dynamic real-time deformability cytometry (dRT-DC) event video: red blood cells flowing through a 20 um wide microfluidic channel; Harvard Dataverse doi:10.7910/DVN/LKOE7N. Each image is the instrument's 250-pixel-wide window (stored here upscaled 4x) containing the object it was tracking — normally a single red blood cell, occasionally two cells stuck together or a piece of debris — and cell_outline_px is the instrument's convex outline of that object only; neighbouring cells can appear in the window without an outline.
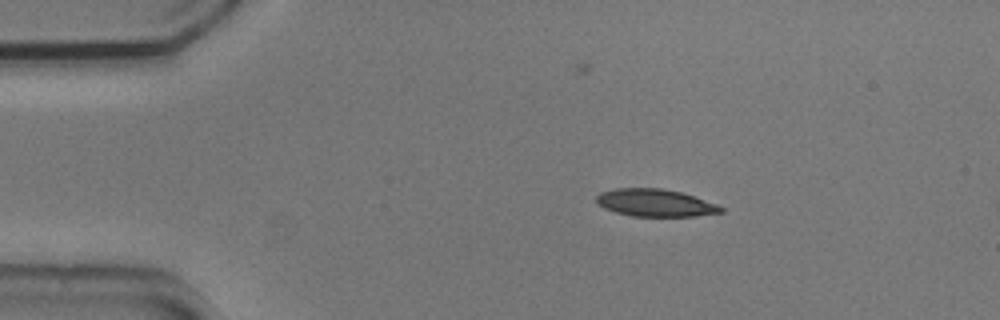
{"species": "common noctule bat (a hibernating species)", "species_latin": "Nyctalus noctula", "temperature_condition": "cold", "stored_images_in_passage": 47, "camera_frame_rate_fps": 3000, "um_per_image_px": 0.085, "animal": {"sex": "male", "body_mass_g": 20.5, "forearm_length_mm": 52.5}, "frame": {"image": 1, "passage_image": 1, "time_ms": 0.0, "image_size_px": [1000, 320], "cell_outline_px": [[724, 212], [692, 216], [632, 216], [616, 212], [604, 208], [596, 204], [596, 196], [600, 192], [612, 188], [660, 188], [680, 192], [716, 204], [724, 208]], "centroid_in_image_um": [55.63, 17.23], "position_along_channel_um": 29.4, "area_um2": 19.83}}
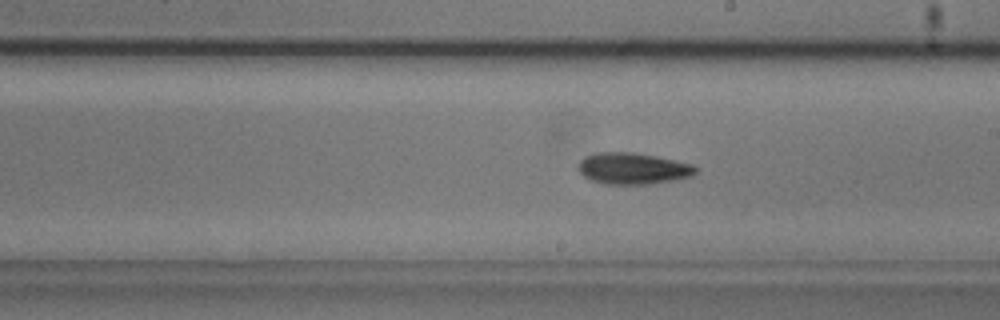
{"frame": {"image": 2, "passage_image": 22, "time_ms": 7.0, "image_size_px": [1000, 320], "cell_outline_px": [[696, 172], [692, 176], [672, 180], [648, 184], [604, 184], [588, 180], [580, 172], [580, 160], [596, 152], [632, 152], [656, 156], [692, 164], [696, 168]], "centroid_in_image_um": [53.78, 14.32], "position_along_channel_um": 235.2, "area_um2": 21.33}}
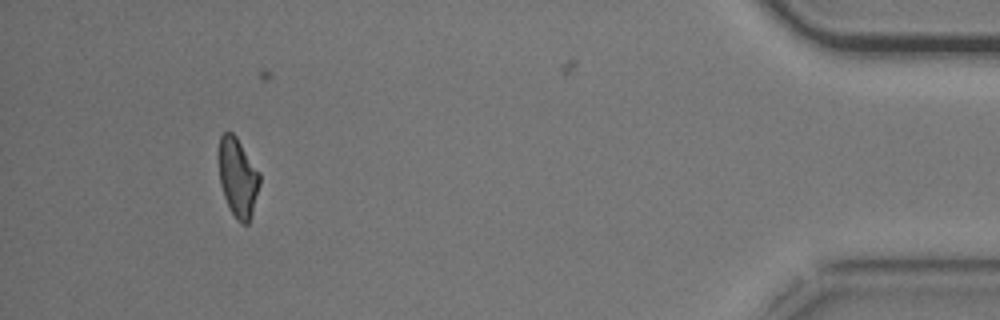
{"frame": {"image": 3, "passage_image": 42, "time_ms": 13.667, "image_size_px": [1000, 320], "cell_outline_px": [[260, 184], [252, 212], [248, 224], [240, 224], [236, 220], [228, 208], [220, 184], [220, 136], [224, 132], [232, 132], [236, 136], [260, 172]], "centroid_in_image_um": [20.23, 15.12], "position_along_channel_um": 415.0, "area_um2": 18.73}, "authors_computed_cell_mechanics": {"area_um2": 20.3456, "velocity_mm_per_s": 3.6906, "shape_relaxation_time_tau1_ms": 4.7997, "shape_relaxation_time_tau2_ms": 3.8234, "deformation_change_tau1": 0.1594, "deformation_change_tau2": 0.1187}}